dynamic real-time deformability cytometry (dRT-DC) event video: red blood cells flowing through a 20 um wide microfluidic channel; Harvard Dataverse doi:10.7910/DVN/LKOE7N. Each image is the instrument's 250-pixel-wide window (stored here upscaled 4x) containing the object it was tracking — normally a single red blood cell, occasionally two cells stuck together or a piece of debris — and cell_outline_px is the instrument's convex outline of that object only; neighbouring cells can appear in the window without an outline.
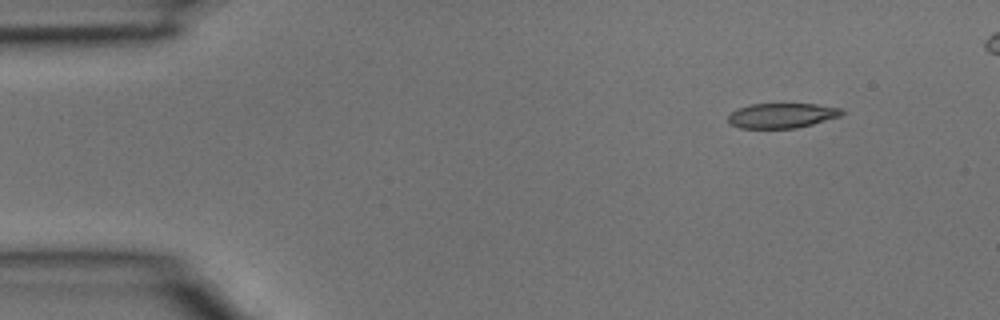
{"species": "common noctule bat (a hibernating species)", "species_latin": "Nyctalus noctula", "temperature_condition": "room temperature", "stored_images_in_passage": 3, "camera_frame_rate_fps": 3000, "um_per_image_px": 0.085, "animal": {"sex": "male", "body_mass_g": 15.6}, "frame": {"image": 1, "passage_image": 1, "time_ms": 0.0, "image_size_px": [1000, 320], "cell_outline_px": [[844, 112], [840, 116], [812, 124], [796, 128], [740, 128], [732, 124], [728, 120], [728, 116], [732, 112], [740, 108], [752, 104], [816, 104], [844, 108]], "centroid_in_image_um": [66.5, 9.82], "position_along_channel_um": 18.5, "area_um2": 16.36}}